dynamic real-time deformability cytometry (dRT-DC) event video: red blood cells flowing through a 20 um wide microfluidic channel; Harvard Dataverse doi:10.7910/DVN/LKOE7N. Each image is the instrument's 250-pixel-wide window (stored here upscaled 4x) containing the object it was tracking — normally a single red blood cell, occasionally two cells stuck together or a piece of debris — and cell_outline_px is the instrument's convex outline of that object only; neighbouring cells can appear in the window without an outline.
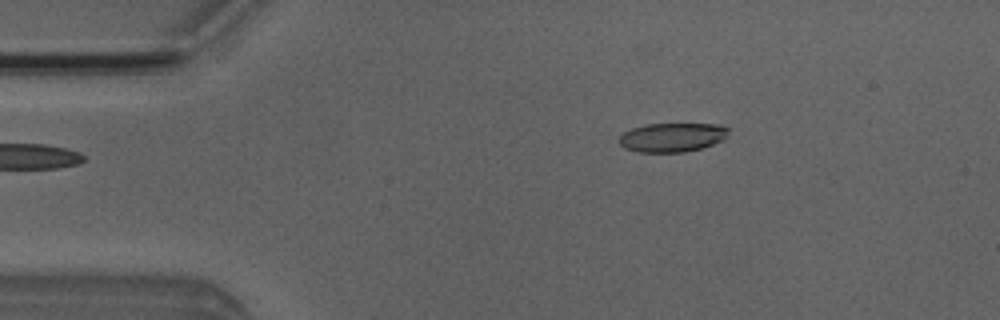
{"species": "Egyptian fruit bat (a non-hibernating species)", "species_latin": "Rousettus aegyptiacus", "temperature_condition": "room temperature", "stored_images_in_passage": 3, "camera_frame_rate_fps": 3000, "um_per_image_px": 0.085, "animal": {"sex": "male"}, "frame": {"image": 1, "passage_image": 1, "time_ms": 0.0, "image_size_px": [1000, 320], "cell_outline_px": [[728, 132], [724, 140], [700, 148], [684, 152], [636, 152], [624, 148], [616, 140], [624, 132], [632, 128], [644, 124], [720, 124], [728, 128]], "centroid_in_image_um": [57.1, 11.67], "position_along_channel_um": 27.9, "area_um2": 18.61}}